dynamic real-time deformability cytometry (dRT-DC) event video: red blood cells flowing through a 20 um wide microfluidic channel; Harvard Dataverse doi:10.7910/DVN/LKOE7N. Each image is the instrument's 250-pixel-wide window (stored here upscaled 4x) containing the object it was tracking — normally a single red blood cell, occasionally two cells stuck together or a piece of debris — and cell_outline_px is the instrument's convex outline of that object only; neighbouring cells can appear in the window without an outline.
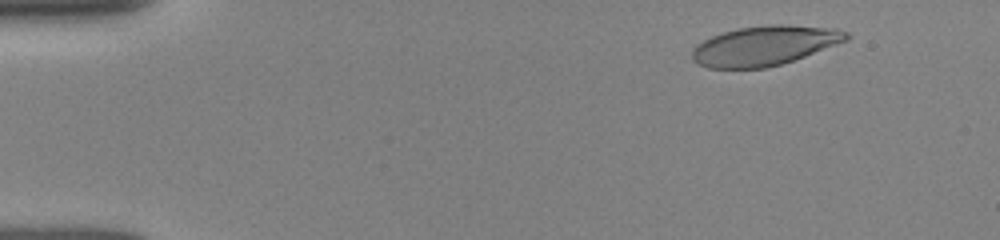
{"species": "human", "species_latin": "Homo sapiens", "temperature_condition": "room temperature", "stored_images_in_passage": 23, "camera_frame_rate_fps": 3000, "um_per_image_px": 0.085, "donor": {"sex": "female"}, "frame": {"image": 1, "passage_image": 2, "time_ms": 0.333, "image_size_px": [1000, 240], "cell_outline_px": [[852, 36], [848, 40], [804, 56], [780, 64], [764, 68], [708, 68], [692, 60], [692, 52], [696, 44], [712, 36], [724, 32], [740, 28], [768, 24], [784, 24], [836, 28], [848, 32]], "centroid_in_image_um": [65.01, 3.87], "position_along_channel_um": 20.0, "area_um2": 35.49}}
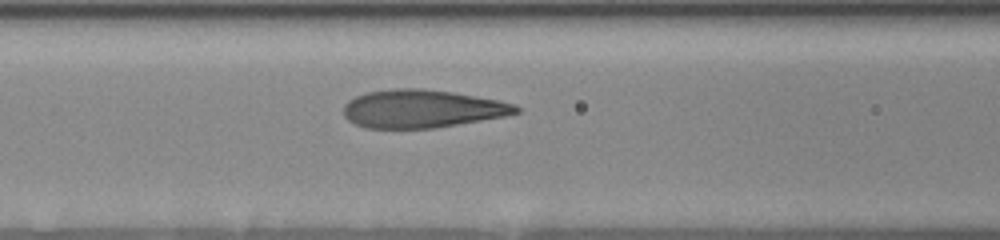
{"frame": {"image": 2, "passage_image": 14, "time_ms": 4.333, "image_size_px": [1000, 240], "cell_outline_px": [[520, 112], [504, 116], [432, 128], [364, 128], [348, 120], [344, 116], [344, 104], [348, 100], [356, 96], [368, 92], [392, 88], [424, 88], [452, 92], [500, 100], [516, 104], [520, 108]], "centroid_in_image_um": [35.86, 9.23], "position_along_channel_um": 130.7, "area_um2": 38.21}}
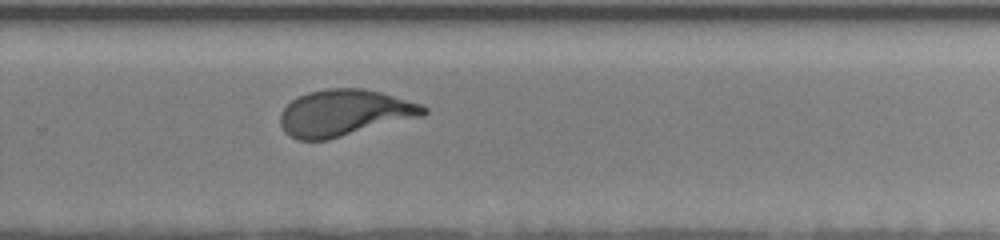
{"frame": {"image": 3, "passage_image": 23, "time_ms": 7.333, "image_size_px": [1000, 240], "cell_outline_px": [[428, 112], [424, 116], [328, 140], [296, 140], [284, 132], [280, 124], [280, 112], [292, 100], [308, 92], [328, 88], [364, 88], [380, 92], [420, 104], [428, 108]], "centroid_in_image_um": [29.27, 9.6], "position_along_channel_um": 300.5, "area_um2": 38.9}}